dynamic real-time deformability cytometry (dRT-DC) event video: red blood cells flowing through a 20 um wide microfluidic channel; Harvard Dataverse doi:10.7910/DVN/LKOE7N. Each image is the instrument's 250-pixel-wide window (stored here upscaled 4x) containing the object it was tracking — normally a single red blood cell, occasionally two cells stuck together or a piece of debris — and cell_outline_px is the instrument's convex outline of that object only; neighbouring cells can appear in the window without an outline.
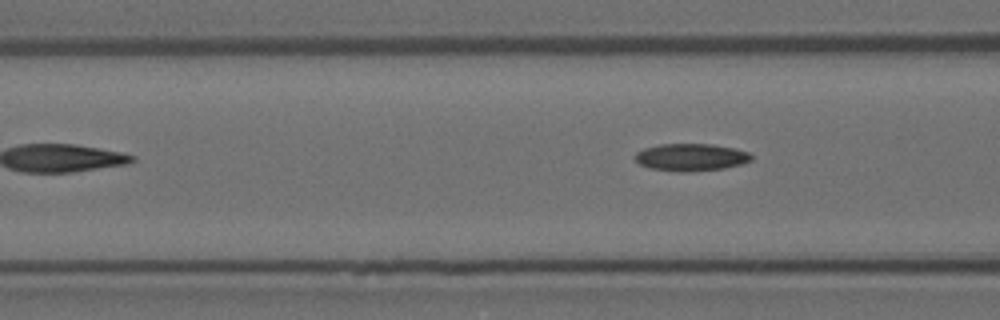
{"species": "Egyptian fruit bat (a non-hibernating species)", "species_latin": "Rousettus aegyptiacus", "temperature_condition": "room temperature", "stored_images_in_passage": 4, "camera_frame_rate_fps": 3000, "um_per_image_px": 0.085, "animal": {"sex": "female"}, "frame": {"image": 1, "passage_image": 4, "time_ms": 1.0, "image_size_px": [1000, 320], "cell_outline_px": [[752, 160], [740, 164], [724, 168], [688, 172], [680, 172], [648, 168], [640, 164], [636, 160], [636, 152], [644, 148], [660, 144], [712, 144], [736, 148], [748, 152], [752, 156]], "centroid_in_image_um": [58.73, 13.36], "position_along_channel_um": 107.9, "area_um2": 18.55}}